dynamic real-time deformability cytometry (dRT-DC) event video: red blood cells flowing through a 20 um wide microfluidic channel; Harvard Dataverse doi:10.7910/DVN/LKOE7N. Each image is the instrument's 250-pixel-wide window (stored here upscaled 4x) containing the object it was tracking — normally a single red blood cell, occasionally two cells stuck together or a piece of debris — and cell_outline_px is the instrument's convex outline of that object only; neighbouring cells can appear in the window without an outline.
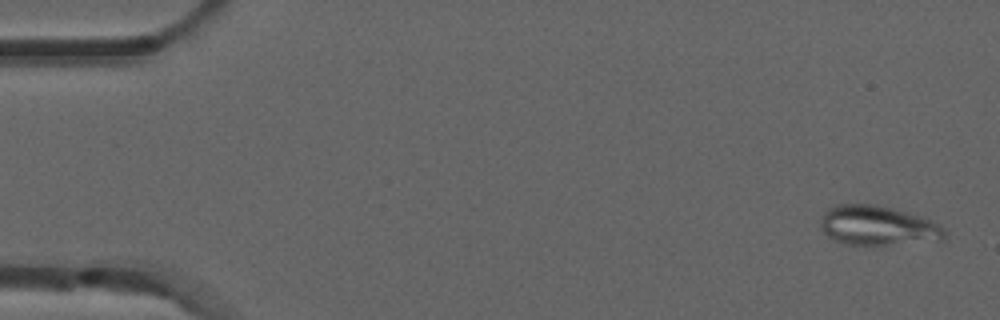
{"species": "common noctule bat (a hibernating species)", "species_latin": "Nyctalus noctula", "temperature_condition": "room temperature", "stored_images_in_passage": 5, "camera_frame_rate_fps": 3000, "um_per_image_px": 0.085, "animal": {"sex": "male", "forearm_length_mm": 52.5}, "frame": {"image": 1, "passage_image": 1, "time_ms": 0.0, "image_size_px": [1000, 320], "cell_outline_px": [[948, 232], [944, 240], [880, 248], [872, 248], [844, 244], [832, 240], [820, 228], [820, 224], [824, 212], [828, 208], [836, 204], [876, 204], [892, 208], [920, 216], [932, 220], [940, 224]], "centroid_in_image_um": [74.65, 19.25], "position_along_channel_um": 10.3, "area_um2": 30.17}}